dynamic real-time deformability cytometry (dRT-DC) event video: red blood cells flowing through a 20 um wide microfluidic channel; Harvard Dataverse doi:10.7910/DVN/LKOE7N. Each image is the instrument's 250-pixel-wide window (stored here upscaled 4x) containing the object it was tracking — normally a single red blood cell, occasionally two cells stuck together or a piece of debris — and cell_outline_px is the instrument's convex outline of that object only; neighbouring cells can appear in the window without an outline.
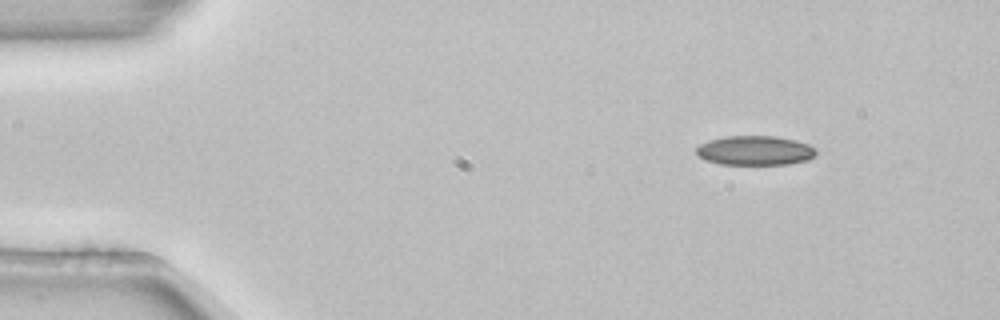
{"species": "common noctule bat (a hibernating species)", "species_latin": "Nyctalus noctula", "temperature_condition": "room temperature", "stored_images_in_passage": 3, "camera_frame_rate_fps": 3000, "um_per_image_px": 0.085, "animal": {"sex": "female", "body_mass_g": 22.7, "forearm_length_mm": 54.2}, "frame": {"image": 1, "passage_image": 1, "time_ms": 0.0, "image_size_px": [1000, 320], "cell_outline_px": [[816, 156], [808, 160], [788, 164], [720, 164], [704, 160], [696, 152], [696, 148], [700, 144], [708, 140], [724, 136], [776, 136], [796, 140], [808, 144], [816, 148]], "centroid_in_image_um": [64.19, 12.79], "position_along_channel_um": 20.8, "area_um2": 20.69}}